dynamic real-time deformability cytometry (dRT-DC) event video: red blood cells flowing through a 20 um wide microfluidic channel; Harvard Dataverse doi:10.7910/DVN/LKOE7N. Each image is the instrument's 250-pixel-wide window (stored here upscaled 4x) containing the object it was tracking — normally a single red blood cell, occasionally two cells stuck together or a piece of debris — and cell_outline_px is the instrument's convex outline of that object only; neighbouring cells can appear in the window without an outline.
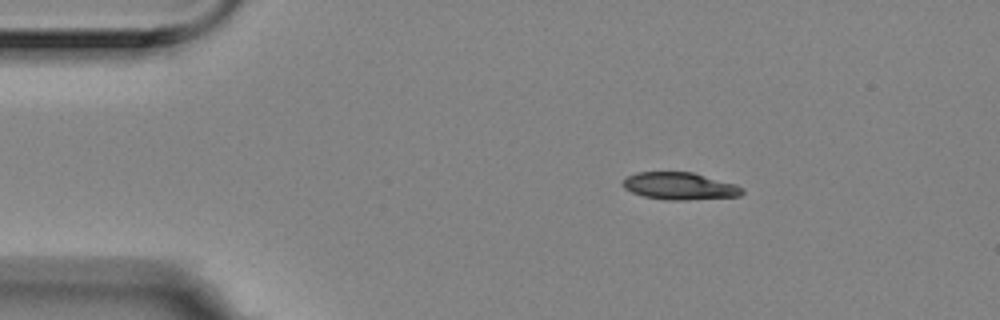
{"species": "Egyptian fruit bat (a non-hibernating species)", "species_latin": "Rousettus aegyptiacus", "temperature_condition": "room temperature", "stored_images_in_passage": 4, "camera_frame_rate_fps": 3000, "um_per_image_px": 0.085, "animal": {"sex": "female"}, "frame": {"image": 1, "passage_image": 1, "time_ms": 0.0, "image_size_px": [1000, 320], "cell_outline_px": [[744, 192], [740, 196], [684, 200], [664, 200], [644, 196], [632, 192], [624, 188], [620, 184], [628, 176], [636, 172], [692, 172], [736, 184], [744, 188]], "centroid_in_image_um": [57.78, 15.82], "position_along_channel_um": 27.2, "area_um2": 19.02}}